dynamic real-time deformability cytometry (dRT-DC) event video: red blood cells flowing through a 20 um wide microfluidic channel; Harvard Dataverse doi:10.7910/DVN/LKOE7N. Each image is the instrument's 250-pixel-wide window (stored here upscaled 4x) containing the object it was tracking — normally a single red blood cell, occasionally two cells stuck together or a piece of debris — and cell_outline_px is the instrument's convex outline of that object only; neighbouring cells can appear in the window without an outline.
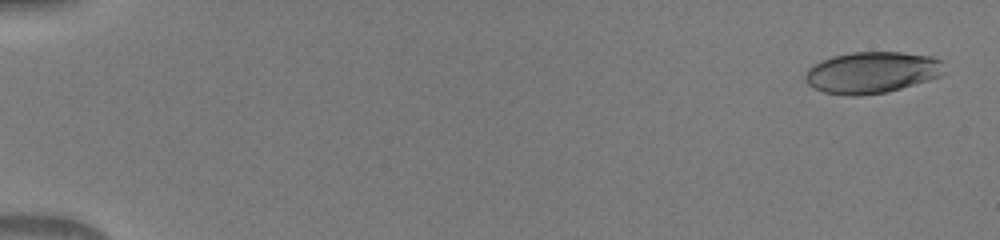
{"species": "human", "species_latin": "Homo sapiens", "temperature_condition": "warm", "stored_images_in_passage": 13, "camera_frame_rate_fps": 3000, "um_per_image_px": 0.085, "donor": {"sex": "male"}, "frame": {"image": 1, "passage_image": 2, "time_ms": 0.333, "image_size_px": [1000, 240], "cell_outline_px": [[948, 72], [940, 76], [928, 80], [900, 88], [884, 92], [860, 96], [848, 96], [824, 92], [808, 84], [804, 80], [804, 76], [808, 68], [820, 60], [832, 56], [852, 52], [900, 52], [932, 56], [940, 60]], "centroid_in_image_um": [74.11, 6.15], "position_along_channel_um": 10.9, "area_um2": 33.76}}